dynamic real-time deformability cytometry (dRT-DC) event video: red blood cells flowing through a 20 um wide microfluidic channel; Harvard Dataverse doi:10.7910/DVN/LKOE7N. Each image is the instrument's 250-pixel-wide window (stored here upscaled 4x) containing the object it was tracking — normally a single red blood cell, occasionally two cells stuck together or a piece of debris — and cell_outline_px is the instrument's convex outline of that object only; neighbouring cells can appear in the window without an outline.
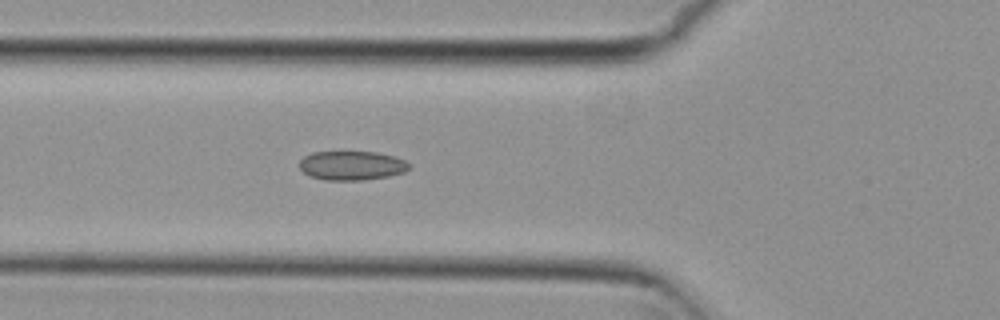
{"species": "common noctule bat (a hibernating species)", "species_latin": "Nyctalus noctula", "temperature_condition": "cold", "stored_images_in_passage": 6, "camera_frame_rate_fps": 3000, "um_per_image_px": 0.085, "animal": {"sex": "female", "body_mass_g": 29.2, "forearm_length_mm": 56.3}, "frame": {"image": 1, "passage_image": 6, "time_ms": 1.667, "image_size_px": [1000, 320], "cell_outline_px": [[412, 164], [404, 172], [388, 176], [364, 180], [324, 180], [312, 176], [304, 172], [300, 168], [300, 160], [304, 156], [312, 152], [376, 152], [396, 156]], "centroid_in_image_um": [29.92, 14.06], "position_along_channel_um": 95.9, "area_um2": 18.61}}